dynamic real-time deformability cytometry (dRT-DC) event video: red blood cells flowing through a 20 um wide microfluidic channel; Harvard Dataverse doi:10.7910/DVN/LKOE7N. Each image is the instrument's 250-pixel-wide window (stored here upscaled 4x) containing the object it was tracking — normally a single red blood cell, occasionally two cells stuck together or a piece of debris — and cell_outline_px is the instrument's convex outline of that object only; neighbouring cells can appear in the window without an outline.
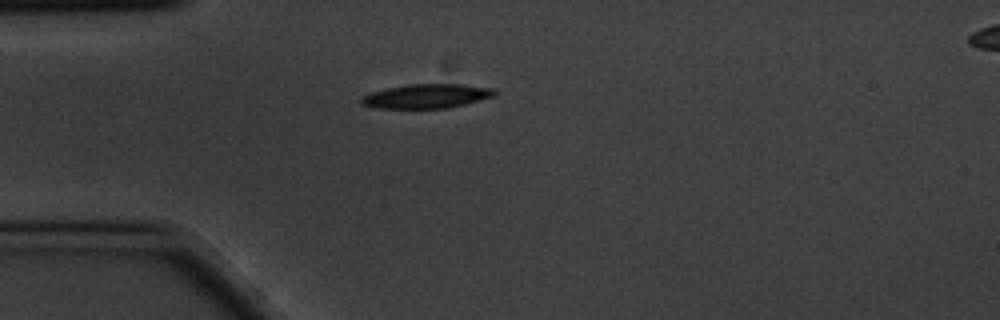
{"species": "common noctule bat (a hibernating species)", "species_latin": "Nyctalus noctula", "temperature_condition": "cold", "stored_images_in_passage": 6, "camera_frame_rate_fps": 3000, "um_per_image_px": 0.085, "animal": {"sex": "male", "body_mass_g": 20.1, "forearm_length_mm": 53.5}, "frame": {"image": 1, "passage_image": 1, "time_ms": 0.0, "image_size_px": [1000, 320], "cell_outline_px": [[496, 96], [448, 108], [376, 108], [360, 104], [360, 96], [372, 92], [388, 88], [408, 84], [460, 84], [492, 88], [496, 92]], "centroid_in_image_um": [36.23, 8.17], "position_along_channel_um": 48.8, "area_um2": 18.79}}